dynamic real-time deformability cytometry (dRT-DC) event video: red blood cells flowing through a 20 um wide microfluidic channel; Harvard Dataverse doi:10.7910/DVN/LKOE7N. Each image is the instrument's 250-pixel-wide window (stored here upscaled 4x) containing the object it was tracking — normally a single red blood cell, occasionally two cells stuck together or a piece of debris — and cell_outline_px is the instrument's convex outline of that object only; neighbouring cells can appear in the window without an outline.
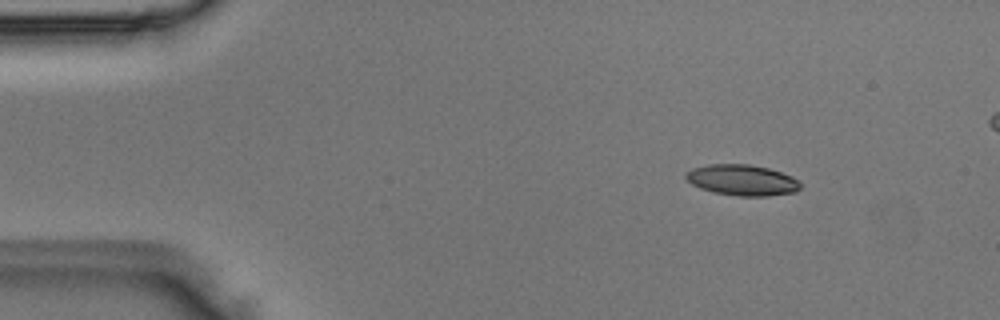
{"species": "Egyptian fruit bat (a non-hibernating species)", "species_latin": "Rousettus aegyptiacus", "temperature_condition": "room temperature", "stored_images_in_passage": 5, "camera_frame_rate_fps": 3000, "um_per_image_px": 0.085, "animal": {"sex": "male"}, "frame": {"image": 1, "passage_image": 5, "time_ms": 1.333, "image_size_px": [1000, 320], "cell_outline_px": [[800, 188], [796, 192], [768, 196], [736, 196], [712, 192], [700, 188], [692, 184], [684, 176], [684, 172], [692, 168], [708, 164], [748, 164], [768, 168], [792, 176], [800, 180]], "centroid_in_image_um": [63.07, 15.31], "position_along_channel_um": 21.9, "area_um2": 20.81}}